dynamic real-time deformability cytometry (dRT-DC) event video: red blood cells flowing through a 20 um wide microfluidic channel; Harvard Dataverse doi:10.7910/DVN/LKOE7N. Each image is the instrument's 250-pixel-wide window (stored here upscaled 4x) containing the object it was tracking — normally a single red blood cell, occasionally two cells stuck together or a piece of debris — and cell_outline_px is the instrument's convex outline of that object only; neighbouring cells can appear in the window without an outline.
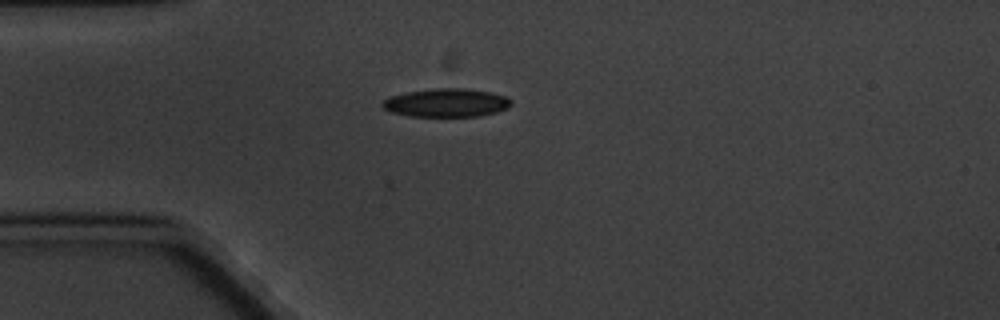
{"species": "common noctule bat (a hibernating species)", "species_latin": "Nyctalus noctula", "temperature_condition": "cold", "stored_images_in_passage": 7, "camera_frame_rate_fps": 3000, "um_per_image_px": 0.085, "animal": {"sex": "male", "body_mass_g": 20.1, "forearm_length_mm": 53.5}, "frame": {"image": 1, "passage_image": 1, "time_ms": 0.0, "image_size_px": [1000, 320], "cell_outline_px": [[512, 104], [508, 108], [496, 112], [480, 116], [408, 116], [392, 112], [384, 108], [380, 104], [388, 96], [408, 92], [432, 88], [468, 88], [488, 92], [504, 96], [512, 100]], "centroid_in_image_um": [37.94, 8.73], "position_along_channel_um": 47.1, "area_um2": 21.33}}
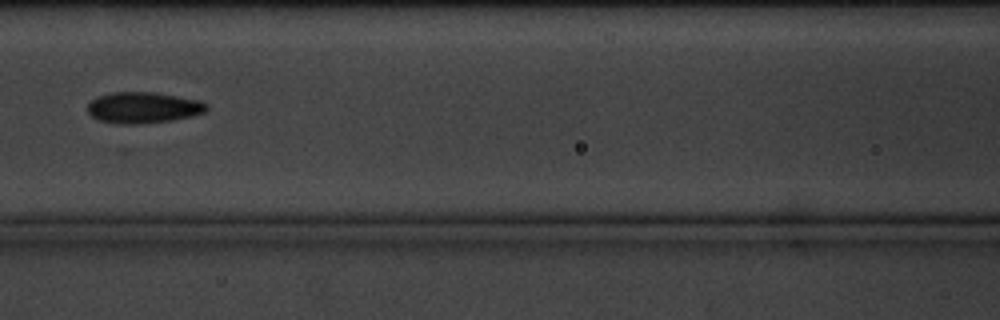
{"frame": {"image": 2, "passage_image": 4, "time_ms": 3.667, "image_size_px": [1000, 320], "cell_outline_px": [[208, 108], [204, 112], [192, 116], [168, 120], [140, 124], [120, 124], [100, 120], [92, 116], [88, 112], [88, 104], [92, 100], [100, 96], [112, 92], [152, 92], [200, 100], [208, 104]], "centroid_in_image_um": [12.19, 9.14], "position_along_channel_um": 154.4, "area_um2": 21.33}}
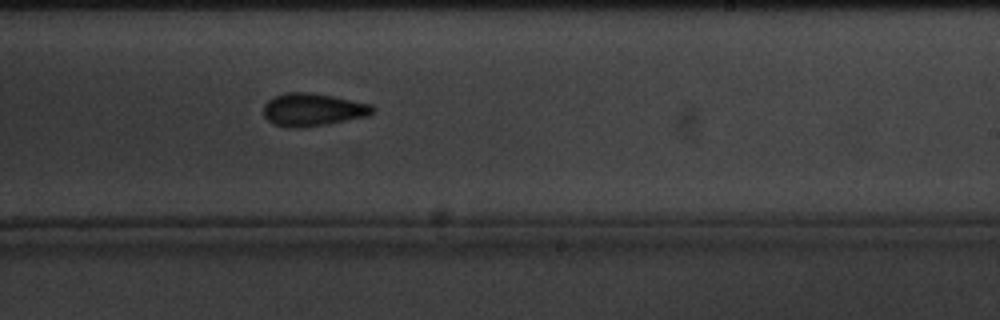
{"frame": {"image": 3, "passage_image": 7, "time_ms": 7.0, "image_size_px": [1000, 320], "cell_outline_px": [[376, 108], [368, 116], [324, 124], [300, 128], [292, 128], [272, 124], [264, 116], [264, 104], [272, 96], [288, 92], [312, 92], [372, 104]], "centroid_in_image_um": [26.56, 9.31], "position_along_channel_um": 262.4, "area_um2": 20.87}}